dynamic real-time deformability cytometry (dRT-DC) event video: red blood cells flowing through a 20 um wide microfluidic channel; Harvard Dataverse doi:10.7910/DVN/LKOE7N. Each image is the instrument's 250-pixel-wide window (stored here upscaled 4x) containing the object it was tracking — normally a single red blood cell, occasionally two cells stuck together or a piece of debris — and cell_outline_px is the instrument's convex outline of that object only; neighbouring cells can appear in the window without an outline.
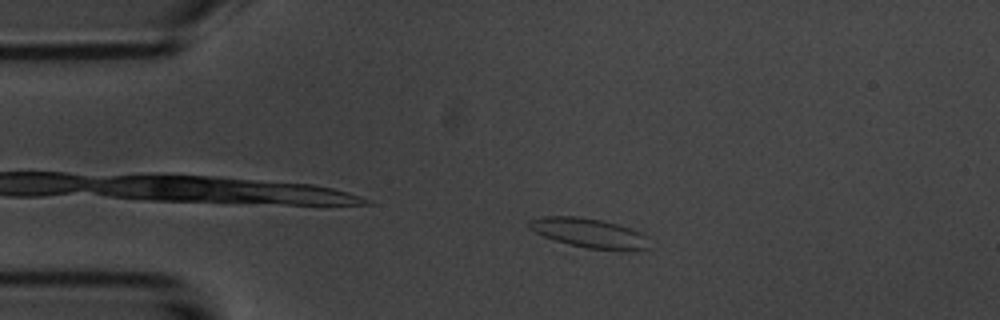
{"species": "common noctule bat (a hibernating species)", "species_latin": "Nyctalus noctula", "temperature_condition": "room temperature", "stored_images_in_passage": 4, "camera_frame_rate_fps": 3000, "um_per_image_px": 0.085, "animal": {"sex": "male", "body_mass_g": 20.1, "forearm_length_mm": 53.5}, "frame": {"image": 1, "passage_image": 2, "time_ms": 1.0, "image_size_px": [1000, 320], "cell_outline_px": [[648, 248], [588, 248], [556, 240], [544, 236], [528, 228], [528, 220], [544, 216], [576, 216], [600, 220], [616, 224], [640, 232], [648, 236]], "centroid_in_image_um": [49.99, 19.76], "position_along_channel_um": 35.0, "area_um2": 19.71}}